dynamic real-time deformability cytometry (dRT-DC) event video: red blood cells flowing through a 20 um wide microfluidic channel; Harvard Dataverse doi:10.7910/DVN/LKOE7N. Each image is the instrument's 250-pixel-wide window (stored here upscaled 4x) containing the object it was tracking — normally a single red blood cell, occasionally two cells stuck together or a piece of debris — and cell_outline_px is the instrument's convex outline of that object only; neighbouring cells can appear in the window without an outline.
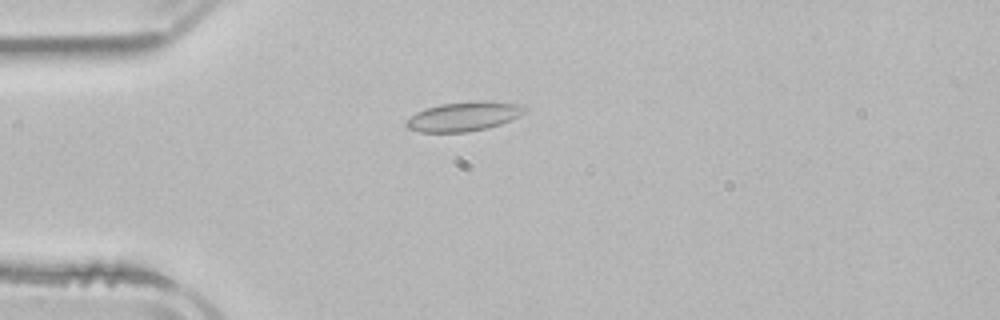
{"species": "common noctule bat (a hibernating species)", "species_latin": "Nyctalus noctula", "temperature_condition": "room temperature", "stored_images_in_passage": 3, "camera_frame_rate_fps": 3000, "um_per_image_px": 0.085, "animal": {"sex": "male", "body_mass_g": 21.5, "forearm_length_mm": 52.0}, "frame": {"image": 1, "passage_image": 3, "time_ms": 2.667, "image_size_px": [1000, 320], "cell_outline_px": [[528, 108], [520, 116], [500, 124], [488, 128], [468, 132], [420, 132], [408, 128], [404, 124], [404, 120], [416, 112], [424, 108], [440, 104], [472, 100], [484, 100], [524, 104]], "centroid_in_image_um": [39.43, 9.88], "position_along_channel_um": 45.6, "area_um2": 20.75}}